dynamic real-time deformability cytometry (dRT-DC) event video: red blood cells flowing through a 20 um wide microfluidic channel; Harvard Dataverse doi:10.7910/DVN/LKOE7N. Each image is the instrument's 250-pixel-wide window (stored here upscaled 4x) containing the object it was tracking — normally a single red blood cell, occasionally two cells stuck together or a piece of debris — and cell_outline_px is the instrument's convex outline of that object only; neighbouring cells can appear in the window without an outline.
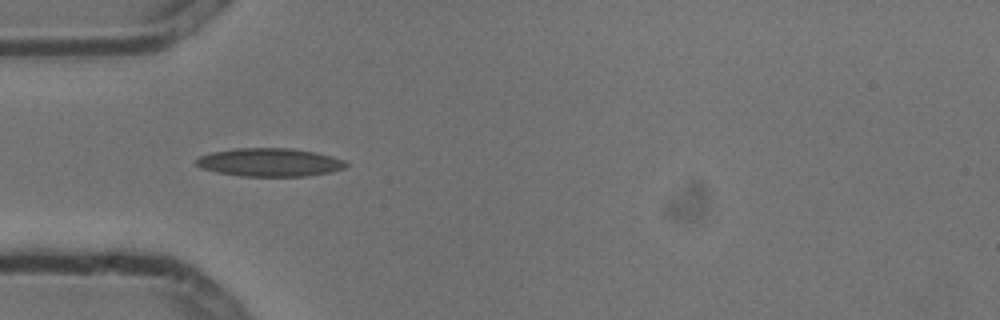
{"species": "common noctule bat (a hibernating species)", "species_latin": "Nyctalus noctula", "temperature_condition": "cold", "stored_images_in_passage": 5, "camera_frame_rate_fps": 3000, "um_per_image_px": 0.085, "animal": {"sex": "male", "body_mass_g": 13.3}, "frame": {"image": 1, "passage_image": 4, "time_ms": 1.0, "image_size_px": [1000, 320], "cell_outline_px": [[348, 164], [344, 168], [332, 172], [308, 176], [240, 176], [216, 172], [204, 168], [196, 164], [196, 160], [200, 156], [212, 152], [236, 148], [292, 148], [332, 156], [344, 160]], "centroid_in_image_um": [22.95, 13.8], "position_along_channel_um": 62.1, "area_um2": 24.57}}
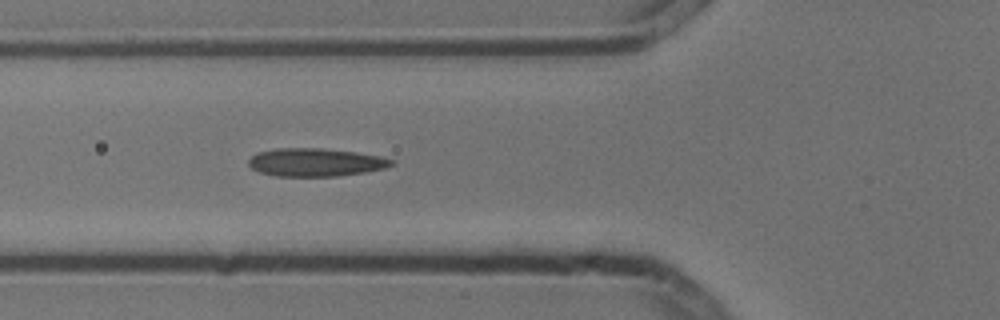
{"frame": {"image": 2, "passage_image": 5, "time_ms": 1.333, "image_size_px": [1000, 320], "cell_outline_px": [[396, 164], [384, 168], [364, 172], [340, 176], [276, 176], [260, 172], [252, 168], [248, 164], [248, 160], [256, 152], [280, 148], [324, 148], [356, 152], [380, 156], [396, 160]], "centroid_in_image_um": [26.85, 13.79], "position_along_channel_um": 99.0, "area_um2": 23.52}}